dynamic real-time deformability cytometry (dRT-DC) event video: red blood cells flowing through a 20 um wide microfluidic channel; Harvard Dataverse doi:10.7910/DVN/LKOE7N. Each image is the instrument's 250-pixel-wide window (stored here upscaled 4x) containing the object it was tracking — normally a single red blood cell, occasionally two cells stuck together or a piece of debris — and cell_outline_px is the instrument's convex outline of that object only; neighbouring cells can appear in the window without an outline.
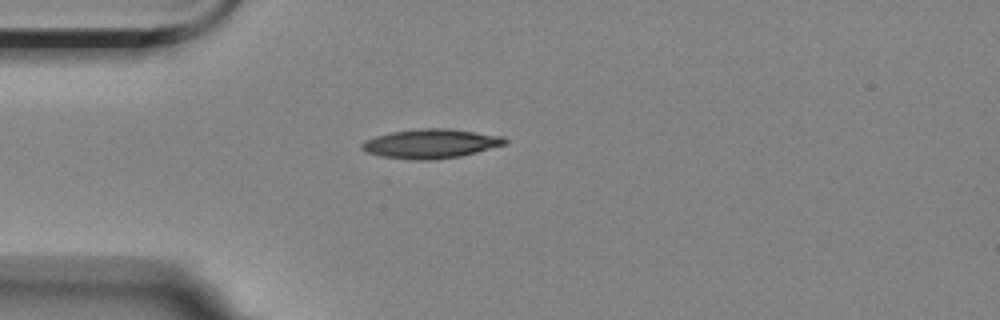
{"species": "Egyptian fruit bat (a non-hibernating species)", "species_latin": "Rousettus aegyptiacus", "temperature_condition": "room temperature", "stored_images_in_passage": 2, "camera_frame_rate_fps": 3000, "um_per_image_px": 0.085, "animal": {"sex": "female"}, "frame": {"image": 1, "passage_image": 1, "time_ms": 0.0, "image_size_px": [1000, 320], "cell_outline_px": [[508, 144], [460, 156], [432, 160], [416, 160], [380, 156], [368, 152], [360, 148], [360, 144], [364, 140], [376, 136], [392, 132], [420, 128], [448, 128], [504, 136], [508, 140]], "centroid_in_image_um": [36.64, 12.21], "position_along_channel_um": 48.4, "area_um2": 24.45}}